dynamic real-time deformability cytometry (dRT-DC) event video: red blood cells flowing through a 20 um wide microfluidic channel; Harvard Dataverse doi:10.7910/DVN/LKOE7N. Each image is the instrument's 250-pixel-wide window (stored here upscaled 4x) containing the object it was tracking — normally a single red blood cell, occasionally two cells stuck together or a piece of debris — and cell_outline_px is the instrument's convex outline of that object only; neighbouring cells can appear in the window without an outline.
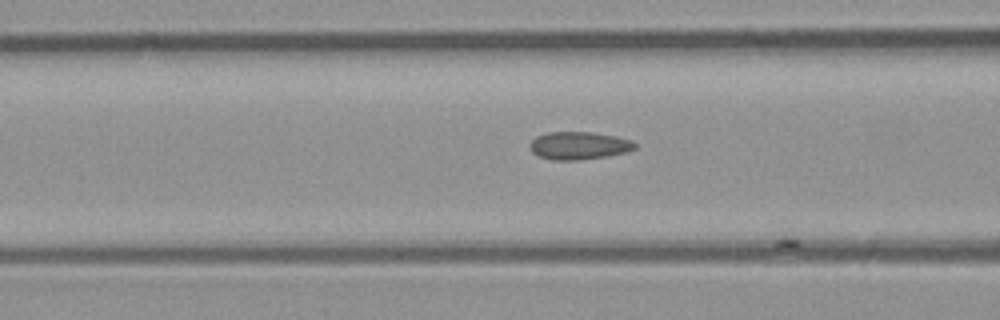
{"species": "common noctule bat (a hibernating species)", "species_latin": "Nyctalus noctula", "temperature_condition": "room temperature", "stored_images_in_passage": 22, "camera_frame_rate_fps": 3000, "um_per_image_px": 0.085, "animal": {"sex": "male", "body_mass_g": 23.1, "forearm_length_mm": 52.7}, "frame": {"image": 1, "passage_image": 4, "time_ms": 1.0, "image_size_px": [1000, 320], "cell_outline_px": [[632, 144], [628, 148], [612, 152], [592, 156], [544, 156], [536, 152], [532, 144], [544, 136], [596, 136], [616, 140]], "centroid_in_image_um": [49.08, 12.4], "position_along_channel_um": 117.5, "area_um2": 11.5}}
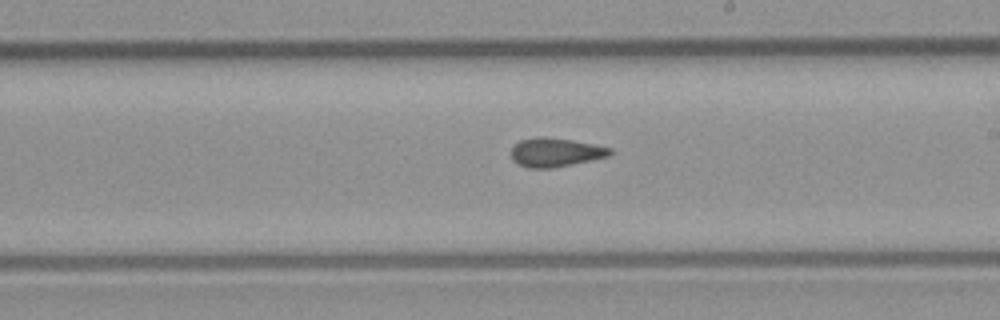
{"frame": {"image": 2, "passage_image": 13, "time_ms": 4.0, "image_size_px": [1000, 320], "cell_outline_px": [[608, 152], [596, 156], [560, 164], [524, 164], [516, 156], [516, 148], [520, 144], [532, 140], [552, 140], [580, 144], [604, 148]], "centroid_in_image_um": [47.17, 12.93], "position_along_channel_um": 241.8, "area_um2": 11.73}}
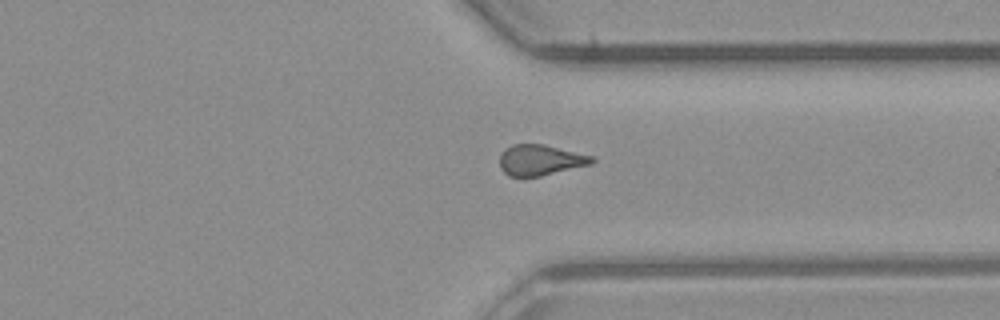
{"frame": {"image": 3, "passage_image": 22, "time_ms": 7.0, "image_size_px": [1000, 320], "cell_outline_px": [[592, 160], [580, 164], [532, 176], [516, 176], [508, 172], [504, 168], [504, 164], [540, 148], [548, 148], [580, 156]], "centroid_in_image_um": [46.13, 13.8], "position_along_channel_um": 365.3, "area_um2": 10.35}}